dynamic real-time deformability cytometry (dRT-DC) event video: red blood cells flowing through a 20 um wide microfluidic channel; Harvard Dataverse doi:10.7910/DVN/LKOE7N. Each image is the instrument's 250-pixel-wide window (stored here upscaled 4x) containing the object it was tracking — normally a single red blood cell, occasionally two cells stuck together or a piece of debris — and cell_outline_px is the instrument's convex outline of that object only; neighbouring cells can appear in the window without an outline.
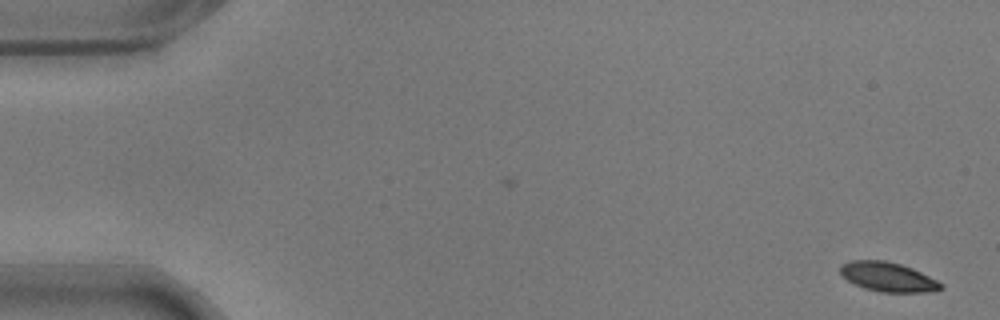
{"species": "common noctule bat (a hibernating species)", "species_latin": "Nyctalus noctula", "temperature_condition": "warm", "stored_images_in_passage": 56, "camera_frame_rate_fps": 3000, "um_per_image_px": 0.085, "animal": {"sex": "male", "body_mass_g": 17.9}, "frame": {"image": 1, "passage_image": 1, "time_ms": 0.0, "image_size_px": [1000, 320], "cell_outline_px": [[944, 288], [936, 292], [880, 292], [864, 288], [848, 280], [840, 272], [840, 264], [852, 260], [884, 260], [900, 264], [912, 268], [944, 284]], "centroid_in_image_um": [75.5, 23.54], "position_along_channel_um": 9.5, "area_um2": 17.22}}
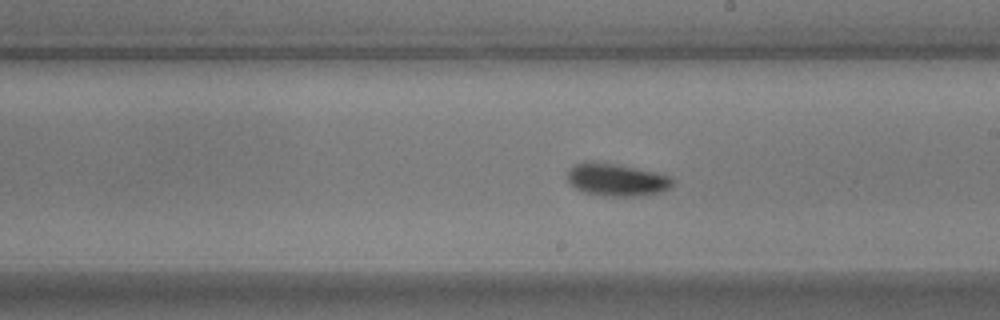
{"frame": {"image": 2, "passage_image": 32, "time_ms": 10.333, "image_size_px": [1000, 320], "cell_outline_px": [[676, 180], [672, 188], [660, 192], [636, 196], [608, 196], [584, 192], [576, 188], [568, 180], [568, 168], [576, 164], [588, 160], [616, 164], [636, 168], [672, 176]], "centroid_in_image_um": [52.45, 15.27], "position_along_channel_um": 236.5, "area_um2": 20.06}}
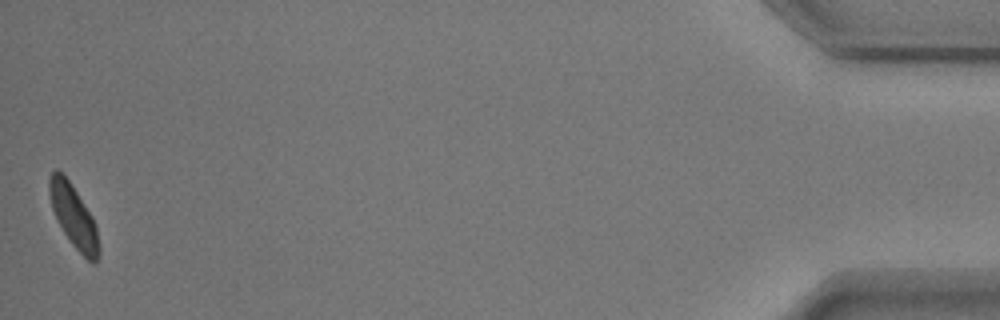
{"frame": {"image": 3, "passage_image": 56, "time_ms": 18.333, "image_size_px": [1000, 320], "cell_outline_px": [[100, 252], [96, 264], [92, 264], [72, 244], [64, 232], [52, 208], [48, 192], [48, 176], [56, 168], [68, 180], [92, 216], [96, 228], [100, 248]], "centroid_in_image_um": [6.26, 18.4], "position_along_channel_um": 428.9, "area_um2": 17.74}, "authors_computed_cell_mechanics": {"area_um2": 18.4671, "velocity_mm_per_s": 3.5426, "shape_relaxation_time_tau1_ms": 2.584, "shape_relaxation_time_tau2_ms": 4.9087, "deformation_change_tau1": 0.0945, "deformation_change_tau2": 0.0584}}